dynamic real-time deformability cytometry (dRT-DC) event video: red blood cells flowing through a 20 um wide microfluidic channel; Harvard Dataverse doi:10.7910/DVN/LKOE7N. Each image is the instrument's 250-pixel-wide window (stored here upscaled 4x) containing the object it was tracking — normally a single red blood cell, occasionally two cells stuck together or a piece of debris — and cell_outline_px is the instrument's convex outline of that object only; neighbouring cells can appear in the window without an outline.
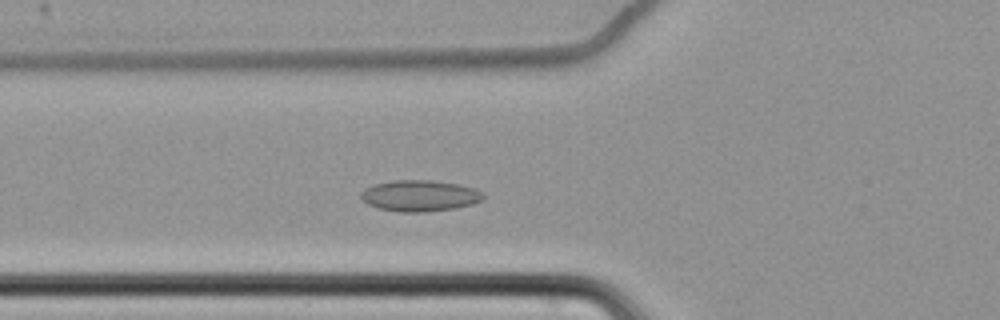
{"species": "common noctule bat (a hibernating species)", "species_latin": "Nyctalus noctula", "temperature_condition": "cold", "stored_images_in_passage": 56, "camera_frame_rate_fps": 3000, "um_per_image_px": 0.085, "animal": {"sex": "female", "body_mass_g": 22.7, "forearm_length_mm": 54.2}, "frame": {"image": 1, "passage_image": 17, "time_ms": 5.333, "image_size_px": [1000, 320], "cell_outline_px": [[484, 200], [472, 204], [456, 208], [424, 212], [400, 212], [380, 208], [368, 204], [360, 196], [360, 192], [364, 188], [376, 184], [396, 180], [432, 180], [456, 184], [472, 188], [480, 192], [484, 196]], "centroid_in_image_um": [35.67, 16.64], "position_along_channel_um": 90.1, "area_um2": 22.02}}
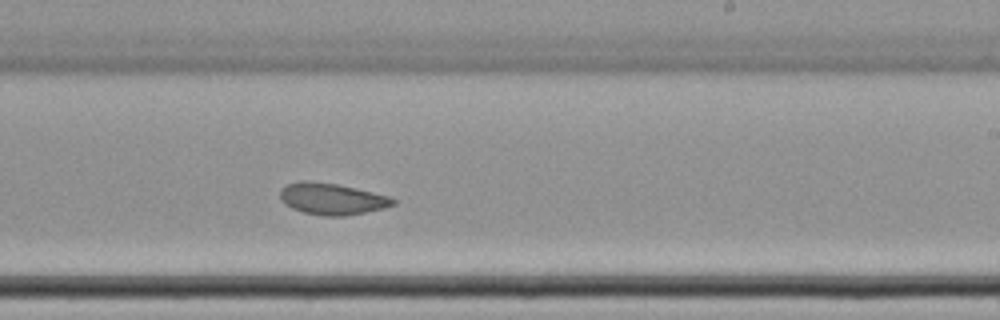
{"frame": {"image": 2, "passage_image": 32, "time_ms": 10.333, "image_size_px": [1000, 320], "cell_outline_px": [[396, 204], [384, 208], [344, 216], [324, 216], [304, 212], [292, 208], [284, 204], [280, 200], [280, 188], [284, 184], [300, 180], [304, 180], [336, 184], [372, 192], [388, 196], [396, 200]], "centroid_in_image_um": [28.16, 16.9], "position_along_channel_um": 260.8, "area_um2": 20.75}}
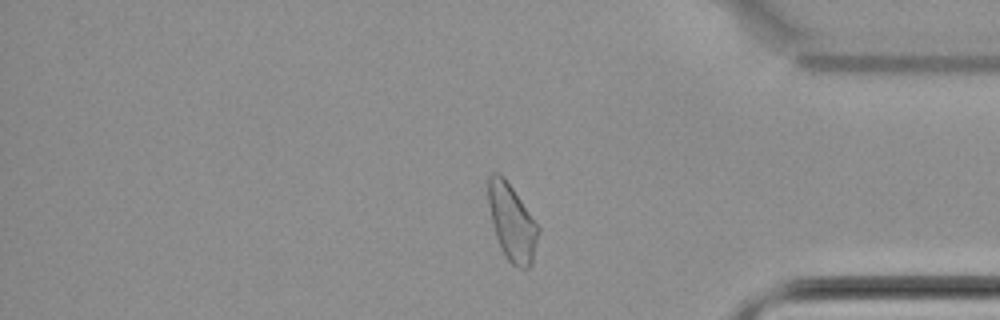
{"frame": {"image": 3, "passage_image": 45, "time_ms": 14.667, "image_size_px": [1000, 320], "cell_outline_px": [[540, 232], [532, 264], [528, 268], [520, 268], [512, 264], [508, 260], [500, 248], [492, 224], [488, 204], [488, 176], [492, 172], [496, 172], [504, 176], [540, 228]], "centroid_in_image_um": [43.51, 18.91], "position_along_channel_um": 391.7, "area_um2": 22.37}, "authors_computed_cell_mechanics": {"area_um2": 22.0507, "velocity_mm_per_s": 3.4206, "shape_relaxation_time_tau1_ms": null, "shape_relaxation_time_tau2_ms": 5.6406, "deformation_change_tau1": null, "deformation_change_tau2": 0.1007}}